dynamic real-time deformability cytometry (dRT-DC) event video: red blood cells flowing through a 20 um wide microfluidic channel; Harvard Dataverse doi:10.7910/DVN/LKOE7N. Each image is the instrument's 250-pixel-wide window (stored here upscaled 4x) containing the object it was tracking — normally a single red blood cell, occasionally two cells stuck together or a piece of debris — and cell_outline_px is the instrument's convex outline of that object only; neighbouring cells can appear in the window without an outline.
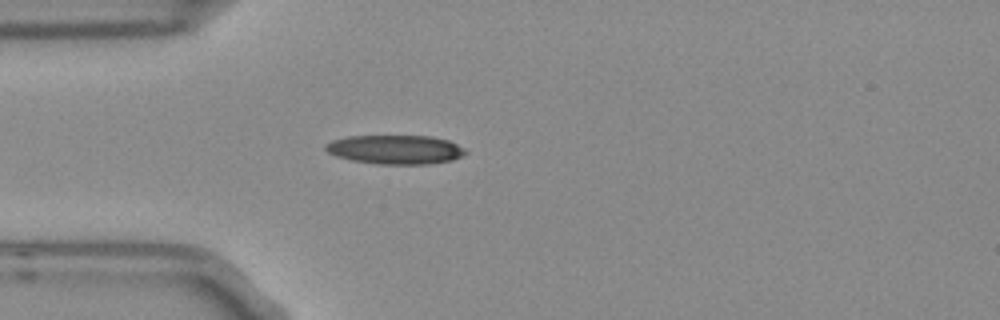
{"species": "Egyptian fruit bat (a non-hibernating species)", "species_latin": "Rousettus aegyptiacus", "temperature_condition": "room temperature", "stored_images_in_passage": 3, "camera_frame_rate_fps": 3000, "um_per_image_px": 0.085, "frame": {"image": 1, "passage_image": 3, "time_ms": 0.667, "image_size_px": [1000, 320], "cell_outline_px": [[468, 152], [464, 156], [452, 160], [432, 164], [376, 164], [348, 160], [336, 156], [328, 152], [324, 148], [324, 144], [332, 140], [348, 136], [432, 136], [448, 140], [464, 148]], "centroid_in_image_um": [33.6, 12.72], "position_along_channel_um": 51.4, "area_um2": 23.99}}